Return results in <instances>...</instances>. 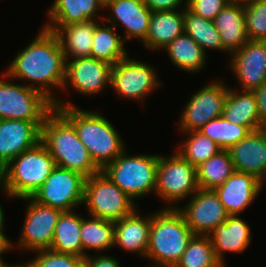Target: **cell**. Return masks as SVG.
<instances>
[{
	"instance_id": "cell-15",
	"label": "cell",
	"mask_w": 266,
	"mask_h": 267,
	"mask_svg": "<svg viewBox=\"0 0 266 267\" xmlns=\"http://www.w3.org/2000/svg\"><path fill=\"white\" fill-rule=\"evenodd\" d=\"M111 69V64L92 57L67 60L62 89L70 87L85 96L98 95L110 87Z\"/></svg>"
},
{
	"instance_id": "cell-32",
	"label": "cell",
	"mask_w": 266,
	"mask_h": 267,
	"mask_svg": "<svg viewBox=\"0 0 266 267\" xmlns=\"http://www.w3.org/2000/svg\"><path fill=\"white\" fill-rule=\"evenodd\" d=\"M235 172L228 150L216 155L196 167L197 183L201 189H212L222 185Z\"/></svg>"
},
{
	"instance_id": "cell-44",
	"label": "cell",
	"mask_w": 266,
	"mask_h": 267,
	"mask_svg": "<svg viewBox=\"0 0 266 267\" xmlns=\"http://www.w3.org/2000/svg\"><path fill=\"white\" fill-rule=\"evenodd\" d=\"M11 251V244L0 234V255Z\"/></svg>"
},
{
	"instance_id": "cell-38",
	"label": "cell",
	"mask_w": 266,
	"mask_h": 267,
	"mask_svg": "<svg viewBox=\"0 0 266 267\" xmlns=\"http://www.w3.org/2000/svg\"><path fill=\"white\" fill-rule=\"evenodd\" d=\"M35 252L37 255L25 262L26 267H83L85 259L73 254L57 253L50 249Z\"/></svg>"
},
{
	"instance_id": "cell-23",
	"label": "cell",
	"mask_w": 266,
	"mask_h": 267,
	"mask_svg": "<svg viewBox=\"0 0 266 267\" xmlns=\"http://www.w3.org/2000/svg\"><path fill=\"white\" fill-rule=\"evenodd\" d=\"M217 259L225 266V252L242 253L251 245L250 226L239 215H229L209 235Z\"/></svg>"
},
{
	"instance_id": "cell-14",
	"label": "cell",
	"mask_w": 266,
	"mask_h": 267,
	"mask_svg": "<svg viewBox=\"0 0 266 267\" xmlns=\"http://www.w3.org/2000/svg\"><path fill=\"white\" fill-rule=\"evenodd\" d=\"M186 204L184 207L177 205L176 209L195 235H210L229 216L219 196L212 189L199 188Z\"/></svg>"
},
{
	"instance_id": "cell-41",
	"label": "cell",
	"mask_w": 266,
	"mask_h": 267,
	"mask_svg": "<svg viewBox=\"0 0 266 267\" xmlns=\"http://www.w3.org/2000/svg\"><path fill=\"white\" fill-rule=\"evenodd\" d=\"M145 3L152 11L179 10L182 4L186 5L185 0H145Z\"/></svg>"
},
{
	"instance_id": "cell-5",
	"label": "cell",
	"mask_w": 266,
	"mask_h": 267,
	"mask_svg": "<svg viewBox=\"0 0 266 267\" xmlns=\"http://www.w3.org/2000/svg\"><path fill=\"white\" fill-rule=\"evenodd\" d=\"M56 167L46 147L39 142L1 169L7 197H32Z\"/></svg>"
},
{
	"instance_id": "cell-46",
	"label": "cell",
	"mask_w": 266,
	"mask_h": 267,
	"mask_svg": "<svg viewBox=\"0 0 266 267\" xmlns=\"http://www.w3.org/2000/svg\"><path fill=\"white\" fill-rule=\"evenodd\" d=\"M259 181H260V184H261V188L263 189L262 186L266 183V170H265L263 176L259 179Z\"/></svg>"
},
{
	"instance_id": "cell-26",
	"label": "cell",
	"mask_w": 266,
	"mask_h": 267,
	"mask_svg": "<svg viewBox=\"0 0 266 267\" xmlns=\"http://www.w3.org/2000/svg\"><path fill=\"white\" fill-rule=\"evenodd\" d=\"M222 116L233 124L247 127L251 132L266 127L259 118L257 99L253 91L240 92L229 87Z\"/></svg>"
},
{
	"instance_id": "cell-37",
	"label": "cell",
	"mask_w": 266,
	"mask_h": 267,
	"mask_svg": "<svg viewBox=\"0 0 266 267\" xmlns=\"http://www.w3.org/2000/svg\"><path fill=\"white\" fill-rule=\"evenodd\" d=\"M244 13L249 40L266 41V0H244Z\"/></svg>"
},
{
	"instance_id": "cell-49",
	"label": "cell",
	"mask_w": 266,
	"mask_h": 267,
	"mask_svg": "<svg viewBox=\"0 0 266 267\" xmlns=\"http://www.w3.org/2000/svg\"><path fill=\"white\" fill-rule=\"evenodd\" d=\"M148 267H160V266H155V265H151V263L149 264V265H147ZM146 266V267H147ZM143 267H145V266H143Z\"/></svg>"
},
{
	"instance_id": "cell-27",
	"label": "cell",
	"mask_w": 266,
	"mask_h": 267,
	"mask_svg": "<svg viewBox=\"0 0 266 267\" xmlns=\"http://www.w3.org/2000/svg\"><path fill=\"white\" fill-rule=\"evenodd\" d=\"M105 0H54L47 10L48 21L45 25H70L97 18L98 11L104 12Z\"/></svg>"
},
{
	"instance_id": "cell-45",
	"label": "cell",
	"mask_w": 266,
	"mask_h": 267,
	"mask_svg": "<svg viewBox=\"0 0 266 267\" xmlns=\"http://www.w3.org/2000/svg\"><path fill=\"white\" fill-rule=\"evenodd\" d=\"M0 189H1V191H3L5 193V195H7L6 190H5L4 181H3V178L1 176V170H0Z\"/></svg>"
},
{
	"instance_id": "cell-48",
	"label": "cell",
	"mask_w": 266,
	"mask_h": 267,
	"mask_svg": "<svg viewBox=\"0 0 266 267\" xmlns=\"http://www.w3.org/2000/svg\"><path fill=\"white\" fill-rule=\"evenodd\" d=\"M7 267H26V265H25V263H23V264H14V265H11V264H9Z\"/></svg>"
},
{
	"instance_id": "cell-20",
	"label": "cell",
	"mask_w": 266,
	"mask_h": 267,
	"mask_svg": "<svg viewBox=\"0 0 266 267\" xmlns=\"http://www.w3.org/2000/svg\"><path fill=\"white\" fill-rule=\"evenodd\" d=\"M228 151L235 171L260 179L266 170V127L250 132Z\"/></svg>"
},
{
	"instance_id": "cell-10",
	"label": "cell",
	"mask_w": 266,
	"mask_h": 267,
	"mask_svg": "<svg viewBox=\"0 0 266 267\" xmlns=\"http://www.w3.org/2000/svg\"><path fill=\"white\" fill-rule=\"evenodd\" d=\"M156 69L129 55L112 65L110 87L115 94L143 104L147 96L162 86Z\"/></svg>"
},
{
	"instance_id": "cell-42",
	"label": "cell",
	"mask_w": 266,
	"mask_h": 267,
	"mask_svg": "<svg viewBox=\"0 0 266 267\" xmlns=\"http://www.w3.org/2000/svg\"><path fill=\"white\" fill-rule=\"evenodd\" d=\"M253 92L255 93L257 99L259 118L266 126V81Z\"/></svg>"
},
{
	"instance_id": "cell-17",
	"label": "cell",
	"mask_w": 266,
	"mask_h": 267,
	"mask_svg": "<svg viewBox=\"0 0 266 267\" xmlns=\"http://www.w3.org/2000/svg\"><path fill=\"white\" fill-rule=\"evenodd\" d=\"M104 9L110 16L103 17L106 23L114 26L121 24L125 28L123 40L134 38L142 42L148 33L152 10L142 0H105ZM118 22V23H117Z\"/></svg>"
},
{
	"instance_id": "cell-19",
	"label": "cell",
	"mask_w": 266,
	"mask_h": 267,
	"mask_svg": "<svg viewBox=\"0 0 266 267\" xmlns=\"http://www.w3.org/2000/svg\"><path fill=\"white\" fill-rule=\"evenodd\" d=\"M261 190L260 181L255 175L238 171L214 189L229 215H240Z\"/></svg>"
},
{
	"instance_id": "cell-1",
	"label": "cell",
	"mask_w": 266,
	"mask_h": 267,
	"mask_svg": "<svg viewBox=\"0 0 266 267\" xmlns=\"http://www.w3.org/2000/svg\"><path fill=\"white\" fill-rule=\"evenodd\" d=\"M65 70L66 60L57 36L42 27L31 43L17 52L5 72L13 80L29 81L27 86L42 92L54 103L56 97L52 91L62 90Z\"/></svg>"
},
{
	"instance_id": "cell-47",
	"label": "cell",
	"mask_w": 266,
	"mask_h": 267,
	"mask_svg": "<svg viewBox=\"0 0 266 267\" xmlns=\"http://www.w3.org/2000/svg\"><path fill=\"white\" fill-rule=\"evenodd\" d=\"M9 264H7L5 261H3L2 255H0V267H7Z\"/></svg>"
},
{
	"instance_id": "cell-35",
	"label": "cell",
	"mask_w": 266,
	"mask_h": 267,
	"mask_svg": "<svg viewBox=\"0 0 266 267\" xmlns=\"http://www.w3.org/2000/svg\"><path fill=\"white\" fill-rule=\"evenodd\" d=\"M175 267H226L217 259L209 235H194Z\"/></svg>"
},
{
	"instance_id": "cell-31",
	"label": "cell",
	"mask_w": 266,
	"mask_h": 267,
	"mask_svg": "<svg viewBox=\"0 0 266 267\" xmlns=\"http://www.w3.org/2000/svg\"><path fill=\"white\" fill-rule=\"evenodd\" d=\"M124 43L123 37L117 34L114 26L98 22L92 39L90 57L115 65L129 54L124 48Z\"/></svg>"
},
{
	"instance_id": "cell-21",
	"label": "cell",
	"mask_w": 266,
	"mask_h": 267,
	"mask_svg": "<svg viewBox=\"0 0 266 267\" xmlns=\"http://www.w3.org/2000/svg\"><path fill=\"white\" fill-rule=\"evenodd\" d=\"M136 209L133 213L114 221V246L146 258L149 244L151 214L141 216Z\"/></svg>"
},
{
	"instance_id": "cell-4",
	"label": "cell",
	"mask_w": 266,
	"mask_h": 267,
	"mask_svg": "<svg viewBox=\"0 0 266 267\" xmlns=\"http://www.w3.org/2000/svg\"><path fill=\"white\" fill-rule=\"evenodd\" d=\"M194 235L176 208L159 209L151 214L146 259L151 265L175 267Z\"/></svg>"
},
{
	"instance_id": "cell-3",
	"label": "cell",
	"mask_w": 266,
	"mask_h": 267,
	"mask_svg": "<svg viewBox=\"0 0 266 267\" xmlns=\"http://www.w3.org/2000/svg\"><path fill=\"white\" fill-rule=\"evenodd\" d=\"M40 142L56 166L78 172L86 178L101 171L78 139L74 126L56 108L46 116L41 126Z\"/></svg>"
},
{
	"instance_id": "cell-40",
	"label": "cell",
	"mask_w": 266,
	"mask_h": 267,
	"mask_svg": "<svg viewBox=\"0 0 266 267\" xmlns=\"http://www.w3.org/2000/svg\"><path fill=\"white\" fill-rule=\"evenodd\" d=\"M103 254H95L94 256L88 254L84 259L83 267H121L118 259Z\"/></svg>"
},
{
	"instance_id": "cell-34",
	"label": "cell",
	"mask_w": 266,
	"mask_h": 267,
	"mask_svg": "<svg viewBox=\"0 0 266 267\" xmlns=\"http://www.w3.org/2000/svg\"><path fill=\"white\" fill-rule=\"evenodd\" d=\"M183 134H186V139L179 143L176 151L194 167H198L222 150L212 139L198 130Z\"/></svg>"
},
{
	"instance_id": "cell-13",
	"label": "cell",
	"mask_w": 266,
	"mask_h": 267,
	"mask_svg": "<svg viewBox=\"0 0 266 267\" xmlns=\"http://www.w3.org/2000/svg\"><path fill=\"white\" fill-rule=\"evenodd\" d=\"M228 90L227 85L216 80L195 92L180 114L178 130L182 133L199 130L210 120L222 116Z\"/></svg>"
},
{
	"instance_id": "cell-28",
	"label": "cell",
	"mask_w": 266,
	"mask_h": 267,
	"mask_svg": "<svg viewBox=\"0 0 266 267\" xmlns=\"http://www.w3.org/2000/svg\"><path fill=\"white\" fill-rule=\"evenodd\" d=\"M82 216L73 211H63L55 227L50 250L82 257L80 230Z\"/></svg>"
},
{
	"instance_id": "cell-8",
	"label": "cell",
	"mask_w": 266,
	"mask_h": 267,
	"mask_svg": "<svg viewBox=\"0 0 266 267\" xmlns=\"http://www.w3.org/2000/svg\"><path fill=\"white\" fill-rule=\"evenodd\" d=\"M83 205L90 216L112 221L130 215L137 205L102 171L86 178Z\"/></svg>"
},
{
	"instance_id": "cell-36",
	"label": "cell",
	"mask_w": 266,
	"mask_h": 267,
	"mask_svg": "<svg viewBox=\"0 0 266 267\" xmlns=\"http://www.w3.org/2000/svg\"><path fill=\"white\" fill-rule=\"evenodd\" d=\"M198 131L212 139L222 150H228L251 132L247 127L233 124L223 116L210 120Z\"/></svg>"
},
{
	"instance_id": "cell-18",
	"label": "cell",
	"mask_w": 266,
	"mask_h": 267,
	"mask_svg": "<svg viewBox=\"0 0 266 267\" xmlns=\"http://www.w3.org/2000/svg\"><path fill=\"white\" fill-rule=\"evenodd\" d=\"M41 126L26 120L0 119V170L40 142Z\"/></svg>"
},
{
	"instance_id": "cell-7",
	"label": "cell",
	"mask_w": 266,
	"mask_h": 267,
	"mask_svg": "<svg viewBox=\"0 0 266 267\" xmlns=\"http://www.w3.org/2000/svg\"><path fill=\"white\" fill-rule=\"evenodd\" d=\"M0 77V119L26 120L42 126L54 109L53 102L37 89L11 83L5 71Z\"/></svg>"
},
{
	"instance_id": "cell-22",
	"label": "cell",
	"mask_w": 266,
	"mask_h": 267,
	"mask_svg": "<svg viewBox=\"0 0 266 267\" xmlns=\"http://www.w3.org/2000/svg\"><path fill=\"white\" fill-rule=\"evenodd\" d=\"M222 51L232 55L249 41L245 24L244 1H230L215 17Z\"/></svg>"
},
{
	"instance_id": "cell-12",
	"label": "cell",
	"mask_w": 266,
	"mask_h": 267,
	"mask_svg": "<svg viewBox=\"0 0 266 267\" xmlns=\"http://www.w3.org/2000/svg\"><path fill=\"white\" fill-rule=\"evenodd\" d=\"M28 205L25 211V220L21 235L15 245L11 243V250L18 248L34 252L49 249L52 244L55 227L62 210L37 203L31 197L22 198Z\"/></svg>"
},
{
	"instance_id": "cell-16",
	"label": "cell",
	"mask_w": 266,
	"mask_h": 267,
	"mask_svg": "<svg viewBox=\"0 0 266 267\" xmlns=\"http://www.w3.org/2000/svg\"><path fill=\"white\" fill-rule=\"evenodd\" d=\"M230 56L228 65L240 90L254 91L266 81V41L249 40Z\"/></svg>"
},
{
	"instance_id": "cell-39",
	"label": "cell",
	"mask_w": 266,
	"mask_h": 267,
	"mask_svg": "<svg viewBox=\"0 0 266 267\" xmlns=\"http://www.w3.org/2000/svg\"><path fill=\"white\" fill-rule=\"evenodd\" d=\"M230 1L232 0H186V7L198 16L214 21Z\"/></svg>"
},
{
	"instance_id": "cell-43",
	"label": "cell",
	"mask_w": 266,
	"mask_h": 267,
	"mask_svg": "<svg viewBox=\"0 0 266 267\" xmlns=\"http://www.w3.org/2000/svg\"><path fill=\"white\" fill-rule=\"evenodd\" d=\"M2 205H1V203H0V234L11 244L12 243V241L7 237V235H5V233H4V222H5V213H4V211H3V209H2V207H1Z\"/></svg>"
},
{
	"instance_id": "cell-29",
	"label": "cell",
	"mask_w": 266,
	"mask_h": 267,
	"mask_svg": "<svg viewBox=\"0 0 266 267\" xmlns=\"http://www.w3.org/2000/svg\"><path fill=\"white\" fill-rule=\"evenodd\" d=\"M167 51L170 61L180 70L197 73L205 67L207 55L199 44L183 32L163 50Z\"/></svg>"
},
{
	"instance_id": "cell-25",
	"label": "cell",
	"mask_w": 266,
	"mask_h": 267,
	"mask_svg": "<svg viewBox=\"0 0 266 267\" xmlns=\"http://www.w3.org/2000/svg\"><path fill=\"white\" fill-rule=\"evenodd\" d=\"M183 9V10H182ZM171 11H152L149 30L141 42L147 50H162L184 32V8Z\"/></svg>"
},
{
	"instance_id": "cell-2",
	"label": "cell",
	"mask_w": 266,
	"mask_h": 267,
	"mask_svg": "<svg viewBox=\"0 0 266 267\" xmlns=\"http://www.w3.org/2000/svg\"><path fill=\"white\" fill-rule=\"evenodd\" d=\"M53 105L74 126L78 139L101 171L126 149L117 129L101 113L77 108L68 100L56 99Z\"/></svg>"
},
{
	"instance_id": "cell-24",
	"label": "cell",
	"mask_w": 266,
	"mask_h": 267,
	"mask_svg": "<svg viewBox=\"0 0 266 267\" xmlns=\"http://www.w3.org/2000/svg\"><path fill=\"white\" fill-rule=\"evenodd\" d=\"M103 20H88L70 25H43L58 38L65 60L90 57L95 26Z\"/></svg>"
},
{
	"instance_id": "cell-9",
	"label": "cell",
	"mask_w": 266,
	"mask_h": 267,
	"mask_svg": "<svg viewBox=\"0 0 266 267\" xmlns=\"http://www.w3.org/2000/svg\"><path fill=\"white\" fill-rule=\"evenodd\" d=\"M198 189L196 167L176 150L170 156L158 155L154 193L171 205H167L166 208H176V204L184 201L185 198H190Z\"/></svg>"
},
{
	"instance_id": "cell-6",
	"label": "cell",
	"mask_w": 266,
	"mask_h": 267,
	"mask_svg": "<svg viewBox=\"0 0 266 267\" xmlns=\"http://www.w3.org/2000/svg\"><path fill=\"white\" fill-rule=\"evenodd\" d=\"M157 167L158 154L129 155L125 149L102 172L136 202V199L154 193Z\"/></svg>"
},
{
	"instance_id": "cell-11",
	"label": "cell",
	"mask_w": 266,
	"mask_h": 267,
	"mask_svg": "<svg viewBox=\"0 0 266 267\" xmlns=\"http://www.w3.org/2000/svg\"><path fill=\"white\" fill-rule=\"evenodd\" d=\"M85 180L78 172L56 166L31 198L45 206L73 211L83 204Z\"/></svg>"
},
{
	"instance_id": "cell-33",
	"label": "cell",
	"mask_w": 266,
	"mask_h": 267,
	"mask_svg": "<svg viewBox=\"0 0 266 267\" xmlns=\"http://www.w3.org/2000/svg\"><path fill=\"white\" fill-rule=\"evenodd\" d=\"M184 32L191 36L206 53L207 49L222 51V42L214 21L184 9Z\"/></svg>"
},
{
	"instance_id": "cell-30",
	"label": "cell",
	"mask_w": 266,
	"mask_h": 267,
	"mask_svg": "<svg viewBox=\"0 0 266 267\" xmlns=\"http://www.w3.org/2000/svg\"><path fill=\"white\" fill-rule=\"evenodd\" d=\"M82 217L80 238L82 243V258L88 254V250L106 252L114 247V221L98 217Z\"/></svg>"
}]
</instances>
